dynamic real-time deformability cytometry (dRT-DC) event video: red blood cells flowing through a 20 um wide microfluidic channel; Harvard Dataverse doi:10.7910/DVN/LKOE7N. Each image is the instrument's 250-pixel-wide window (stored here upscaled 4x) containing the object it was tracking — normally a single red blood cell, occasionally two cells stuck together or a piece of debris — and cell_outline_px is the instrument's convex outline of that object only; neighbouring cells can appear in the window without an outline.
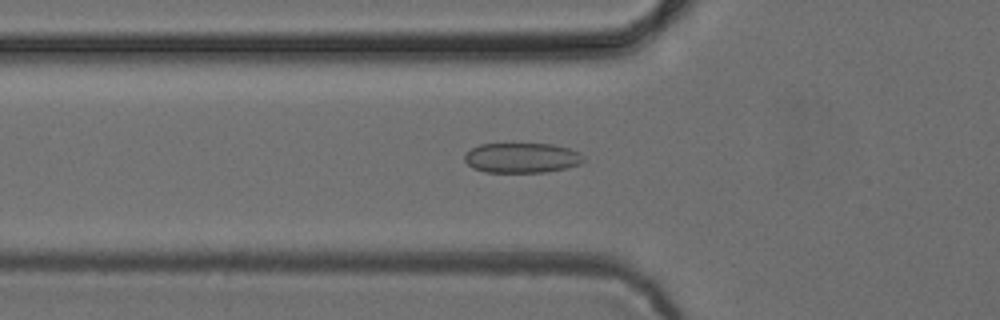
{"species": "common noctule bat (a hibernating species)", "species_latin": "Nyctalus noctula", "temperature_condition": "cold", "stored_images_in_passage": 49, "camera_frame_rate_fps": 3000, "um_per_image_px": 0.085, "animal": {"sex": "female", "body_mass_g": 24.6, "forearm_length_mm": 56.2}, "frame": {"image": 1, "passage_image": 18, "time_ms": 5.667, "image_size_px": [1000, 320], "cell_outline_px": [[584, 160], [580, 164], [568, 168], [544, 172], [484, 172], [472, 168], [464, 160], [464, 156], [472, 148], [480, 144], [552, 144], [568, 148], [580, 152]], "centroid_in_image_um": [44.36, 13.42], "position_along_channel_um": 81.4, "area_um2": 20.81}}
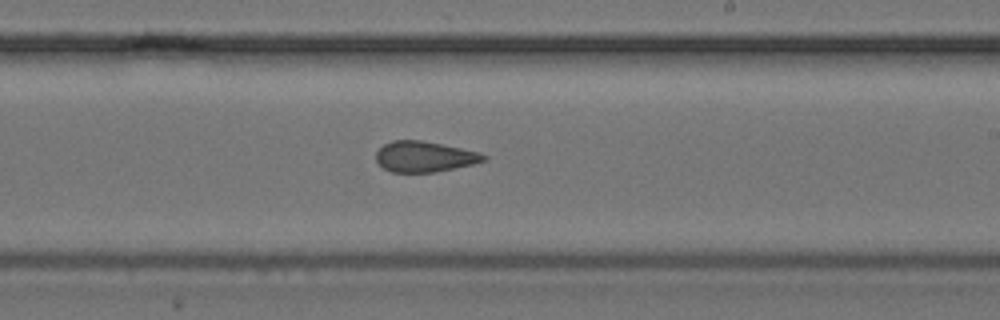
{"frame": {"image": 2, "passage_image": 31, "time_ms": 10.0, "image_size_px": [1000, 320], "cell_outline_px": [[488, 156], [484, 160], [472, 164], [436, 172], [392, 172], [384, 168], [376, 160], [376, 152], [384, 144], [392, 140], [420, 140], [480, 152]], "centroid_in_image_um": [36.06, 13.31], "position_along_channel_um": 252.9, "area_um2": 19.02}}
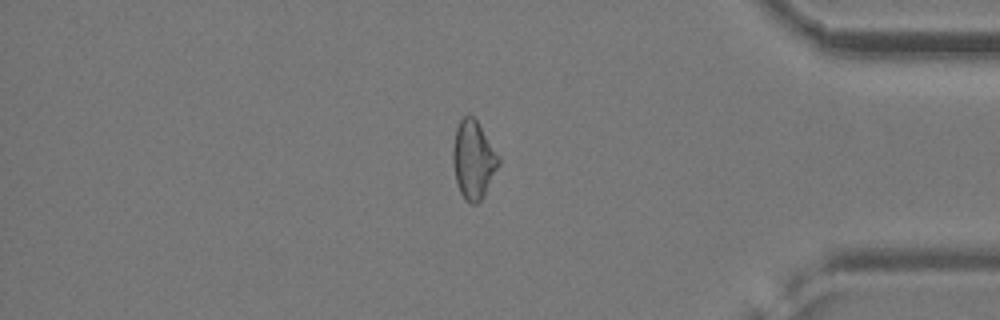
{"frame": {"image": 3, "passage_image": 44, "time_ms": 14.333, "image_size_px": [1000, 320], "cell_outline_px": [[500, 164], [480, 200], [476, 204], [472, 204], [464, 200], [460, 192], [456, 180], [452, 160], [452, 148], [456, 128], [460, 120], [468, 112], [476, 120], [500, 156]], "centroid_in_image_um": [40.22, 13.55], "position_along_channel_um": 395.0, "area_um2": 20.75}}